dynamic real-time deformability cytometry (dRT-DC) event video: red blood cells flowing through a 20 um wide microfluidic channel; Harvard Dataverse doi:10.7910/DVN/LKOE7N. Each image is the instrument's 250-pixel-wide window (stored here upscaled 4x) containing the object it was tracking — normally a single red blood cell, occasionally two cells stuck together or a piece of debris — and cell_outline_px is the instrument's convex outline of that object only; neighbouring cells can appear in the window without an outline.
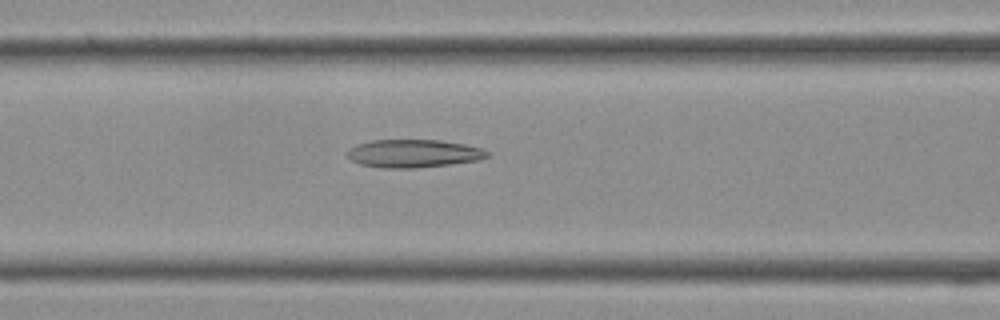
{"species": "Egyptian fruit bat (a non-hibernating species)", "species_latin": "Rousettus aegyptiacus", "temperature_condition": "cold", "stored_images_in_passage": 37, "camera_frame_rate_fps": 3000, "um_per_image_px": 0.085, "frame": {"image": 1, "passage_image": 15, "time_ms": 4.667, "image_size_px": [1000, 320], "cell_outline_px": [[492, 156], [480, 160], [416, 168], [380, 168], [360, 164], [352, 160], [344, 152], [348, 148], [356, 144], [372, 140], [440, 140], [464, 144], [480, 148], [488, 152]], "centroid_in_image_um": [35.12, 13.04], "position_along_channel_um": 131.5, "area_um2": 23.0}}
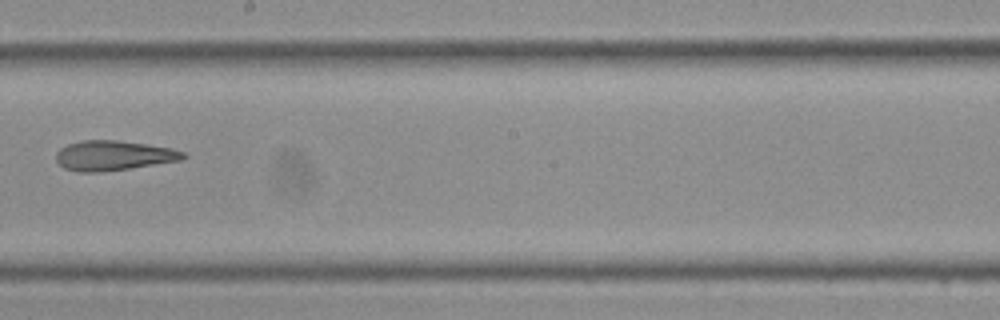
{"frame": {"image": 2, "passage_image": 21, "time_ms": 6.667, "image_size_px": [1000, 320], "cell_outline_px": [[188, 156], [184, 160], [100, 172], [76, 172], [64, 168], [56, 160], [56, 152], [60, 148], [68, 144], [84, 140], [116, 140], [172, 148], [184, 152]], "centroid_in_image_um": [9.65, 13.22], "position_along_channel_um": 238.5, "area_um2": 22.08}}
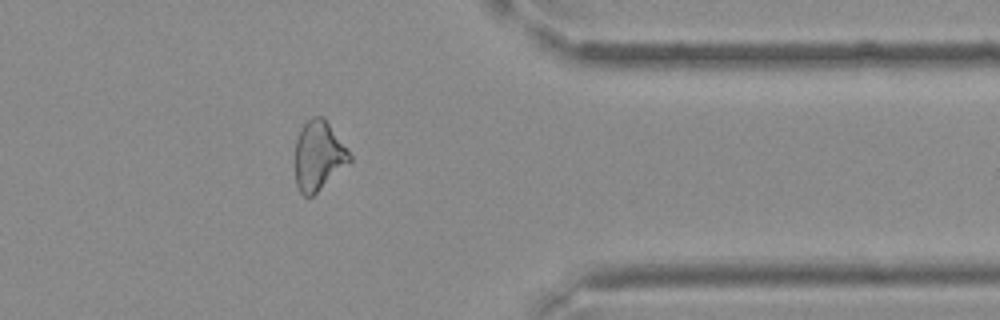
{"frame": {"image": 3, "passage_image": 30, "time_ms": 9.667, "image_size_px": [1000, 320], "cell_outline_px": [[352, 160], [312, 196], [304, 196], [300, 192], [296, 184], [296, 140], [304, 124], [312, 116], [324, 116], [352, 156]], "centroid_in_image_um": [27.08, 13.22], "position_along_channel_um": 384.3, "area_um2": 21.68}}